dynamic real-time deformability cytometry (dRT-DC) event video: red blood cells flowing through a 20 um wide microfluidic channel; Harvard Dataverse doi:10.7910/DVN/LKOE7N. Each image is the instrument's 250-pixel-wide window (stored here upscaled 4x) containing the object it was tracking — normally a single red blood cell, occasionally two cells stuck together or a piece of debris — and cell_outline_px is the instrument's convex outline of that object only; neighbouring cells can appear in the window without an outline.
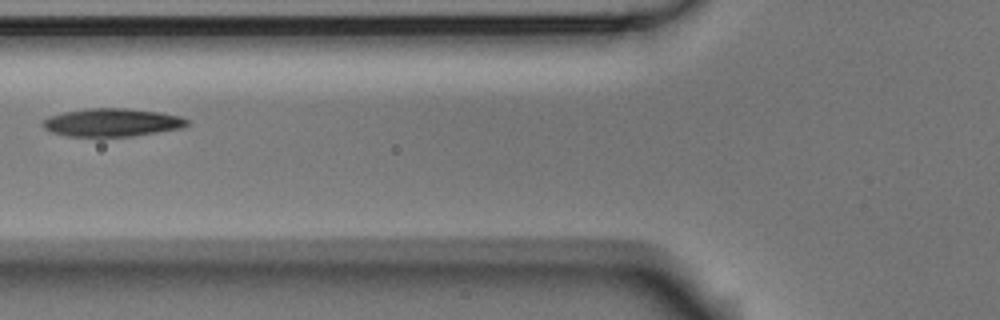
{"species": "Egyptian fruit bat (a non-hibernating species)", "species_latin": "Rousettus aegyptiacus", "temperature_condition": "room temperature", "stored_images_in_passage": 5, "camera_frame_rate_fps": 3000, "um_per_image_px": 0.085, "animal": {"sex": "male"}, "frame": {"image": 1, "passage_image": 5, "time_ms": 1.333, "image_size_px": [1000, 320], "cell_outline_px": [[188, 124], [180, 128], [132, 136], [68, 136], [52, 132], [44, 128], [40, 124], [48, 116], [64, 112], [84, 108], [124, 108], [160, 112], [180, 116], [188, 120]], "centroid_in_image_um": [9.48, 10.4], "position_along_channel_um": 116.3, "area_um2": 23.47}}